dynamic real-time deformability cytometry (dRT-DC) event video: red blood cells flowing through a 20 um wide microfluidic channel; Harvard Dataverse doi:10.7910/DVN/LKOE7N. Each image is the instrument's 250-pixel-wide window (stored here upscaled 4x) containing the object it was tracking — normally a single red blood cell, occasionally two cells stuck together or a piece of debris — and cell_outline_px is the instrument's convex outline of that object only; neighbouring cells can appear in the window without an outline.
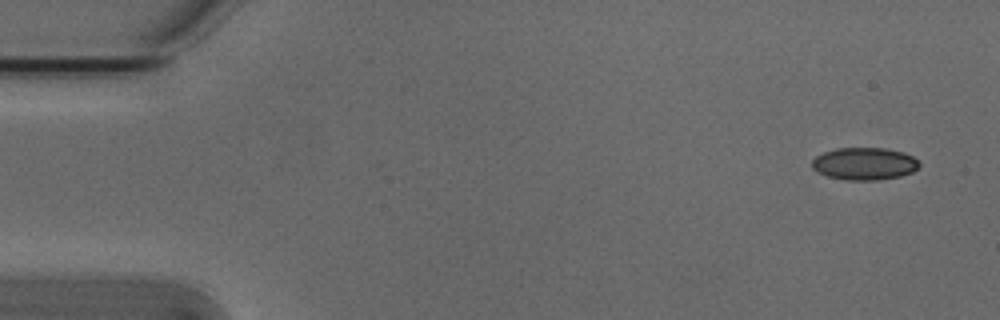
{"species": "Egyptian fruit bat (a non-hibernating species)", "species_latin": "Rousettus aegyptiacus", "temperature_condition": "cold", "stored_images_in_passage": 8, "camera_frame_rate_fps": 3000, "um_per_image_px": 0.085, "animal": {"sex": "male"}, "frame": {"image": 1, "passage_image": 1, "time_ms": 0.0, "image_size_px": [1000, 320], "cell_outline_px": [[920, 164], [912, 172], [900, 176], [876, 180], [844, 180], [828, 176], [816, 172], [812, 168], [812, 160], [816, 156], [824, 152], [836, 148], [884, 148], [900, 152], [912, 156]], "centroid_in_image_um": [73.42, 13.92], "position_along_channel_um": 11.6, "area_um2": 20.11}}
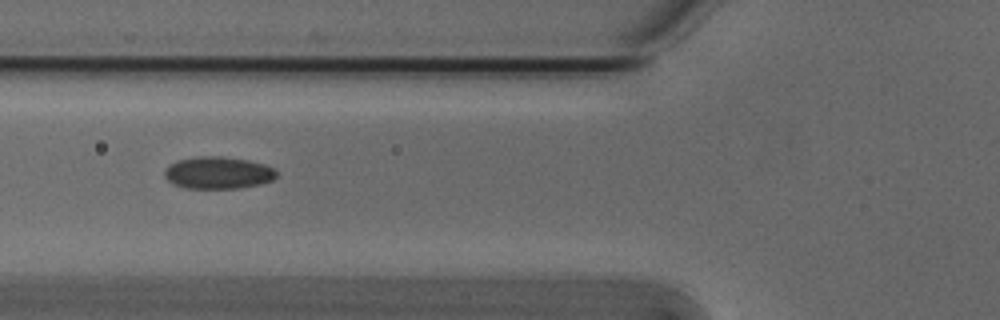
{"frame": {"image": 2, "passage_image": 6, "time_ms": 1.667, "image_size_px": [1000, 320], "cell_outline_px": [[276, 176], [272, 180], [260, 184], [240, 188], [184, 188], [172, 184], [164, 176], [164, 172], [176, 160], [200, 156], [220, 156], [248, 160], [264, 164], [276, 168]], "centroid_in_image_um": [18.55, 14.69], "position_along_channel_um": 107.3, "area_um2": 20.98}}
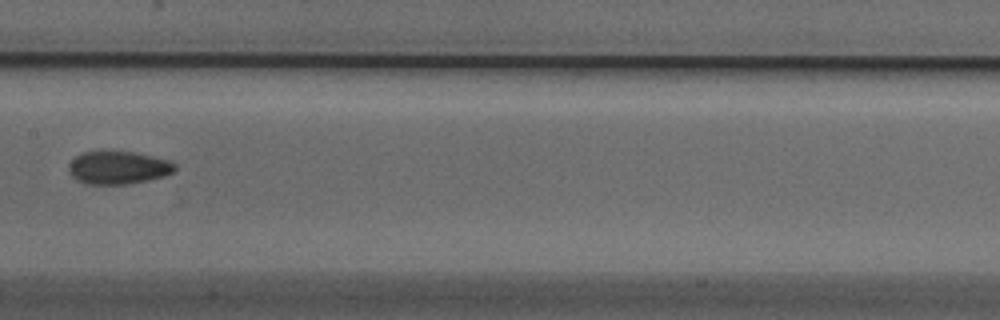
{"frame": {"image": 3, "passage_image": 8, "time_ms": 2.333, "image_size_px": [1000, 320], "cell_outline_px": [[176, 168], [172, 172], [164, 176], [148, 180], [124, 184], [88, 184], [76, 180], [68, 172], [68, 164], [76, 156], [84, 152], [132, 152], [172, 160], [176, 164]], "centroid_in_image_um": [10.05, 14.25], "position_along_channel_um": 197.4, "area_um2": 20.29}}